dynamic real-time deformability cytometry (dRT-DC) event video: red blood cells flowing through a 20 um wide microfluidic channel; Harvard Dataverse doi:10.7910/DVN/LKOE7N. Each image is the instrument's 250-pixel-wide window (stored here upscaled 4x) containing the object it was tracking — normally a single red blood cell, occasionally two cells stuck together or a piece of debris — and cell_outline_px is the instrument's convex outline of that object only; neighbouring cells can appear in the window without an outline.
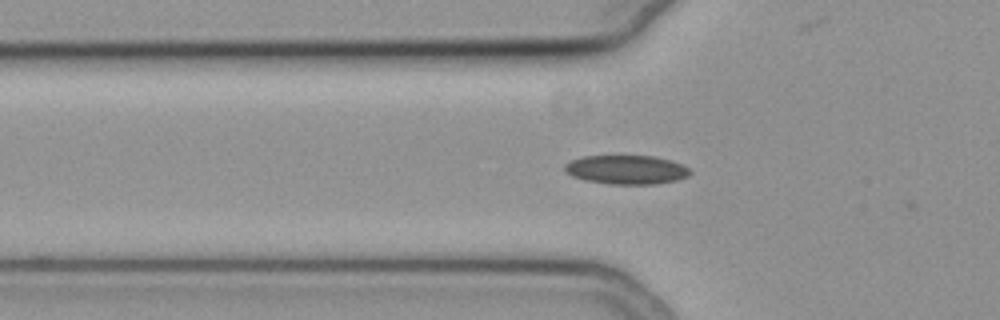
{"species": "common noctule bat (a hibernating species)", "species_latin": "Nyctalus noctula", "temperature_condition": "cold", "stored_images_in_passage": 22, "camera_frame_rate_fps": 3000, "um_per_image_px": 0.085, "animal": {"sex": "female", "body_mass_g": 19.3, "forearm_length_mm": 54.1}, "frame": {"image": 1, "passage_image": 4, "time_ms": 1.0, "image_size_px": [1000, 320], "cell_outline_px": [[692, 172], [688, 176], [676, 180], [656, 184], [612, 184], [584, 180], [572, 176], [564, 172], [564, 164], [572, 160], [584, 156], [652, 156], [668, 160], [680, 164], [688, 168]], "centroid_in_image_um": [53.21, 14.43], "position_along_channel_um": 72.6, "area_um2": 21.04}}
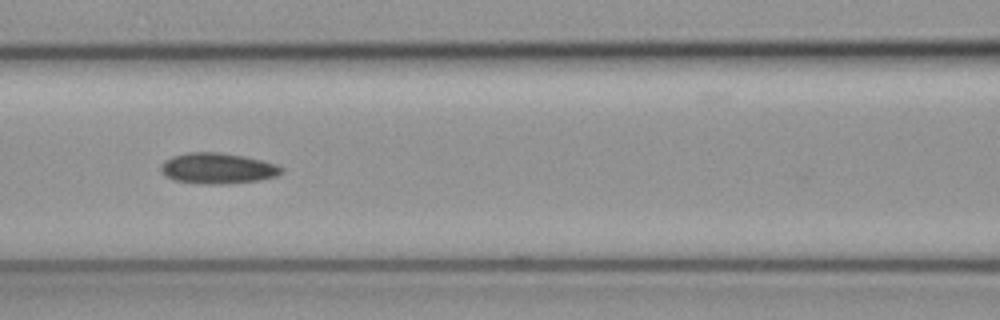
{"frame": {"image": 2, "passage_image": 10, "time_ms": 3.0, "image_size_px": [1000, 320], "cell_outline_px": [[284, 172], [276, 176], [260, 180], [228, 184], [200, 184], [172, 180], [164, 176], [160, 168], [164, 160], [172, 156], [188, 152], [216, 152], [244, 156], [276, 164], [284, 168]], "centroid_in_image_um": [18.48, 14.32], "position_along_channel_um": 148.1, "area_um2": 21.85}}
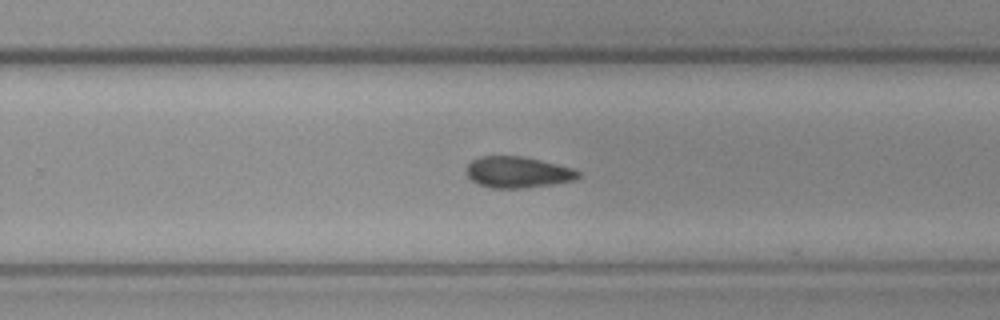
{"frame": {"image": 3, "passage_image": 21, "time_ms": 6.667, "image_size_px": [1000, 320], "cell_outline_px": [[580, 176], [576, 180], [552, 184], [524, 188], [488, 188], [476, 184], [468, 176], [468, 164], [472, 160], [480, 156], [520, 156], [540, 160], [572, 168], [580, 172]], "centroid_in_image_um": [44.0, 14.65], "position_along_channel_um": 285.8, "area_um2": 20.29}}